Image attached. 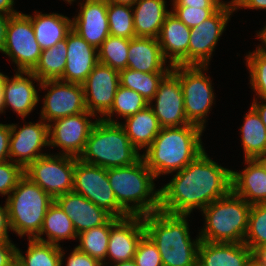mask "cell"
<instances>
[{
    "mask_svg": "<svg viewBox=\"0 0 266 266\" xmlns=\"http://www.w3.org/2000/svg\"><path fill=\"white\" fill-rule=\"evenodd\" d=\"M232 169L214 162L206 150L160 189V211L173 215L200 212L232 190Z\"/></svg>",
    "mask_w": 266,
    "mask_h": 266,
    "instance_id": "6da1fadb",
    "label": "cell"
},
{
    "mask_svg": "<svg viewBox=\"0 0 266 266\" xmlns=\"http://www.w3.org/2000/svg\"><path fill=\"white\" fill-rule=\"evenodd\" d=\"M203 131L194 124L160 129L152 144L141 154L156 180L162 175L172 176L205 151L201 138Z\"/></svg>",
    "mask_w": 266,
    "mask_h": 266,
    "instance_id": "7a4b0ae2",
    "label": "cell"
},
{
    "mask_svg": "<svg viewBox=\"0 0 266 266\" xmlns=\"http://www.w3.org/2000/svg\"><path fill=\"white\" fill-rule=\"evenodd\" d=\"M190 215H173L163 211L144 215L146 234L157 245L163 266H197L199 235L192 239Z\"/></svg>",
    "mask_w": 266,
    "mask_h": 266,
    "instance_id": "3957f363",
    "label": "cell"
},
{
    "mask_svg": "<svg viewBox=\"0 0 266 266\" xmlns=\"http://www.w3.org/2000/svg\"><path fill=\"white\" fill-rule=\"evenodd\" d=\"M107 176L118 204L130 216L160 209V189H156V178L142 157L130 166L108 168Z\"/></svg>",
    "mask_w": 266,
    "mask_h": 266,
    "instance_id": "277c9868",
    "label": "cell"
},
{
    "mask_svg": "<svg viewBox=\"0 0 266 266\" xmlns=\"http://www.w3.org/2000/svg\"><path fill=\"white\" fill-rule=\"evenodd\" d=\"M141 157L120 123L98 119L78 159L108 169L133 165Z\"/></svg>",
    "mask_w": 266,
    "mask_h": 266,
    "instance_id": "5b68a950",
    "label": "cell"
},
{
    "mask_svg": "<svg viewBox=\"0 0 266 266\" xmlns=\"http://www.w3.org/2000/svg\"><path fill=\"white\" fill-rule=\"evenodd\" d=\"M251 204L232 190L215 200L201 213L204 225L198 232L200 240L213 243H244Z\"/></svg>",
    "mask_w": 266,
    "mask_h": 266,
    "instance_id": "8992f818",
    "label": "cell"
},
{
    "mask_svg": "<svg viewBox=\"0 0 266 266\" xmlns=\"http://www.w3.org/2000/svg\"><path fill=\"white\" fill-rule=\"evenodd\" d=\"M4 202L11 231L20 238L34 239L54 199L24 175Z\"/></svg>",
    "mask_w": 266,
    "mask_h": 266,
    "instance_id": "52a82bcc",
    "label": "cell"
},
{
    "mask_svg": "<svg viewBox=\"0 0 266 266\" xmlns=\"http://www.w3.org/2000/svg\"><path fill=\"white\" fill-rule=\"evenodd\" d=\"M208 69V66L200 65H175L171 69L181 83L187 120L203 130H206L208 115L216 102L212 80L206 74Z\"/></svg>",
    "mask_w": 266,
    "mask_h": 266,
    "instance_id": "ba28073f",
    "label": "cell"
},
{
    "mask_svg": "<svg viewBox=\"0 0 266 266\" xmlns=\"http://www.w3.org/2000/svg\"><path fill=\"white\" fill-rule=\"evenodd\" d=\"M75 157L47 153L30 163L24 174L53 199L73 191Z\"/></svg>",
    "mask_w": 266,
    "mask_h": 266,
    "instance_id": "9c48e42d",
    "label": "cell"
},
{
    "mask_svg": "<svg viewBox=\"0 0 266 266\" xmlns=\"http://www.w3.org/2000/svg\"><path fill=\"white\" fill-rule=\"evenodd\" d=\"M73 192L105 209L113 217L130 216L117 202L109 184L107 169L75 158Z\"/></svg>",
    "mask_w": 266,
    "mask_h": 266,
    "instance_id": "30bf717a",
    "label": "cell"
},
{
    "mask_svg": "<svg viewBox=\"0 0 266 266\" xmlns=\"http://www.w3.org/2000/svg\"><path fill=\"white\" fill-rule=\"evenodd\" d=\"M41 52L30 17L22 12L10 16L2 53L16 65L14 71H32Z\"/></svg>",
    "mask_w": 266,
    "mask_h": 266,
    "instance_id": "8fae6325",
    "label": "cell"
},
{
    "mask_svg": "<svg viewBox=\"0 0 266 266\" xmlns=\"http://www.w3.org/2000/svg\"><path fill=\"white\" fill-rule=\"evenodd\" d=\"M234 10L232 0L225 3L207 20L192 27L189 37L188 65L209 66L220 37L226 31Z\"/></svg>",
    "mask_w": 266,
    "mask_h": 266,
    "instance_id": "7c38bea8",
    "label": "cell"
},
{
    "mask_svg": "<svg viewBox=\"0 0 266 266\" xmlns=\"http://www.w3.org/2000/svg\"><path fill=\"white\" fill-rule=\"evenodd\" d=\"M46 91L43 96V105L40 110V117L45 123L77 115L86 112L85 95L82 84L69 83L58 80L42 81L40 91Z\"/></svg>",
    "mask_w": 266,
    "mask_h": 266,
    "instance_id": "4fadbf2b",
    "label": "cell"
},
{
    "mask_svg": "<svg viewBox=\"0 0 266 266\" xmlns=\"http://www.w3.org/2000/svg\"><path fill=\"white\" fill-rule=\"evenodd\" d=\"M97 120L98 117L86 111L52 121L49 123V147H59L57 154L79 158Z\"/></svg>",
    "mask_w": 266,
    "mask_h": 266,
    "instance_id": "5bb4252c",
    "label": "cell"
},
{
    "mask_svg": "<svg viewBox=\"0 0 266 266\" xmlns=\"http://www.w3.org/2000/svg\"><path fill=\"white\" fill-rule=\"evenodd\" d=\"M36 123L29 121L23 126L10 123L9 157L13 163L24 169L36 159L46 155L43 148H49V124L41 118Z\"/></svg>",
    "mask_w": 266,
    "mask_h": 266,
    "instance_id": "9a60e30c",
    "label": "cell"
},
{
    "mask_svg": "<svg viewBox=\"0 0 266 266\" xmlns=\"http://www.w3.org/2000/svg\"><path fill=\"white\" fill-rule=\"evenodd\" d=\"M82 85L87 111L102 119L113 106L119 71L98 62Z\"/></svg>",
    "mask_w": 266,
    "mask_h": 266,
    "instance_id": "2e32d148",
    "label": "cell"
},
{
    "mask_svg": "<svg viewBox=\"0 0 266 266\" xmlns=\"http://www.w3.org/2000/svg\"><path fill=\"white\" fill-rule=\"evenodd\" d=\"M149 107L161 128L191 124L184 111V96L179 78L170 71L159 83Z\"/></svg>",
    "mask_w": 266,
    "mask_h": 266,
    "instance_id": "e0dca14e",
    "label": "cell"
},
{
    "mask_svg": "<svg viewBox=\"0 0 266 266\" xmlns=\"http://www.w3.org/2000/svg\"><path fill=\"white\" fill-rule=\"evenodd\" d=\"M41 82L31 71H15L12 77L3 74L2 113L10 107L25 121L41 100L38 94Z\"/></svg>",
    "mask_w": 266,
    "mask_h": 266,
    "instance_id": "ac0fdd59",
    "label": "cell"
},
{
    "mask_svg": "<svg viewBox=\"0 0 266 266\" xmlns=\"http://www.w3.org/2000/svg\"><path fill=\"white\" fill-rule=\"evenodd\" d=\"M145 234L143 216L119 218L111 226L106 260L102 264L132 260Z\"/></svg>",
    "mask_w": 266,
    "mask_h": 266,
    "instance_id": "d6986e66",
    "label": "cell"
},
{
    "mask_svg": "<svg viewBox=\"0 0 266 266\" xmlns=\"http://www.w3.org/2000/svg\"><path fill=\"white\" fill-rule=\"evenodd\" d=\"M83 1L78 3L80 7L78 14L72 16V29L87 43L98 49L110 35L107 0Z\"/></svg>",
    "mask_w": 266,
    "mask_h": 266,
    "instance_id": "ffe728a7",
    "label": "cell"
},
{
    "mask_svg": "<svg viewBox=\"0 0 266 266\" xmlns=\"http://www.w3.org/2000/svg\"><path fill=\"white\" fill-rule=\"evenodd\" d=\"M97 63V49L72 29L67 35L66 67L60 80L83 84Z\"/></svg>",
    "mask_w": 266,
    "mask_h": 266,
    "instance_id": "44dd1931",
    "label": "cell"
},
{
    "mask_svg": "<svg viewBox=\"0 0 266 266\" xmlns=\"http://www.w3.org/2000/svg\"><path fill=\"white\" fill-rule=\"evenodd\" d=\"M54 201L71 219L77 235L104 225L112 217L105 209L73 191L56 197Z\"/></svg>",
    "mask_w": 266,
    "mask_h": 266,
    "instance_id": "7402d4cb",
    "label": "cell"
},
{
    "mask_svg": "<svg viewBox=\"0 0 266 266\" xmlns=\"http://www.w3.org/2000/svg\"><path fill=\"white\" fill-rule=\"evenodd\" d=\"M191 28L172 12L166 17L158 42L164 59L171 65H188V47Z\"/></svg>",
    "mask_w": 266,
    "mask_h": 266,
    "instance_id": "603a6c76",
    "label": "cell"
},
{
    "mask_svg": "<svg viewBox=\"0 0 266 266\" xmlns=\"http://www.w3.org/2000/svg\"><path fill=\"white\" fill-rule=\"evenodd\" d=\"M127 58V68L144 73H169L172 69L170 64H166L156 38L130 39Z\"/></svg>",
    "mask_w": 266,
    "mask_h": 266,
    "instance_id": "cb8c5ba5",
    "label": "cell"
},
{
    "mask_svg": "<svg viewBox=\"0 0 266 266\" xmlns=\"http://www.w3.org/2000/svg\"><path fill=\"white\" fill-rule=\"evenodd\" d=\"M242 171L232 170V191L249 204L266 203V172L255 159H244Z\"/></svg>",
    "mask_w": 266,
    "mask_h": 266,
    "instance_id": "d4e9b609",
    "label": "cell"
},
{
    "mask_svg": "<svg viewBox=\"0 0 266 266\" xmlns=\"http://www.w3.org/2000/svg\"><path fill=\"white\" fill-rule=\"evenodd\" d=\"M252 256L244 243L202 241L198 247L197 266H243Z\"/></svg>",
    "mask_w": 266,
    "mask_h": 266,
    "instance_id": "484cf974",
    "label": "cell"
},
{
    "mask_svg": "<svg viewBox=\"0 0 266 266\" xmlns=\"http://www.w3.org/2000/svg\"><path fill=\"white\" fill-rule=\"evenodd\" d=\"M136 37L158 38L166 17L171 13L166 0H138L133 6Z\"/></svg>",
    "mask_w": 266,
    "mask_h": 266,
    "instance_id": "4316f807",
    "label": "cell"
},
{
    "mask_svg": "<svg viewBox=\"0 0 266 266\" xmlns=\"http://www.w3.org/2000/svg\"><path fill=\"white\" fill-rule=\"evenodd\" d=\"M27 15L31 19L36 40L42 50L66 39L72 30V18L61 13L46 14L35 10L32 15Z\"/></svg>",
    "mask_w": 266,
    "mask_h": 266,
    "instance_id": "83f0119b",
    "label": "cell"
},
{
    "mask_svg": "<svg viewBox=\"0 0 266 266\" xmlns=\"http://www.w3.org/2000/svg\"><path fill=\"white\" fill-rule=\"evenodd\" d=\"M120 122L133 146L140 152L146 150L159 134L161 126L149 105Z\"/></svg>",
    "mask_w": 266,
    "mask_h": 266,
    "instance_id": "f1b7e54d",
    "label": "cell"
},
{
    "mask_svg": "<svg viewBox=\"0 0 266 266\" xmlns=\"http://www.w3.org/2000/svg\"><path fill=\"white\" fill-rule=\"evenodd\" d=\"M46 234V235H45ZM46 236V238L43 237ZM35 240L61 246V241L77 240L71 219L54 201L45 214L42 228Z\"/></svg>",
    "mask_w": 266,
    "mask_h": 266,
    "instance_id": "f546056e",
    "label": "cell"
},
{
    "mask_svg": "<svg viewBox=\"0 0 266 266\" xmlns=\"http://www.w3.org/2000/svg\"><path fill=\"white\" fill-rule=\"evenodd\" d=\"M241 125V146L244 159H256L266 152V127L258 113L250 106Z\"/></svg>",
    "mask_w": 266,
    "mask_h": 266,
    "instance_id": "4dcf8cb0",
    "label": "cell"
},
{
    "mask_svg": "<svg viewBox=\"0 0 266 266\" xmlns=\"http://www.w3.org/2000/svg\"><path fill=\"white\" fill-rule=\"evenodd\" d=\"M25 253L16 247L15 266H61V246L28 239Z\"/></svg>",
    "mask_w": 266,
    "mask_h": 266,
    "instance_id": "1f68e13d",
    "label": "cell"
},
{
    "mask_svg": "<svg viewBox=\"0 0 266 266\" xmlns=\"http://www.w3.org/2000/svg\"><path fill=\"white\" fill-rule=\"evenodd\" d=\"M67 37L51 48L43 49L40 59L31 71L40 81L61 79L66 67Z\"/></svg>",
    "mask_w": 266,
    "mask_h": 266,
    "instance_id": "d6a6232c",
    "label": "cell"
},
{
    "mask_svg": "<svg viewBox=\"0 0 266 266\" xmlns=\"http://www.w3.org/2000/svg\"><path fill=\"white\" fill-rule=\"evenodd\" d=\"M118 219L112 216L104 225L79 233L77 235L79 244L75 247L103 263L106 260L111 226Z\"/></svg>",
    "mask_w": 266,
    "mask_h": 266,
    "instance_id": "836d02e7",
    "label": "cell"
},
{
    "mask_svg": "<svg viewBox=\"0 0 266 266\" xmlns=\"http://www.w3.org/2000/svg\"><path fill=\"white\" fill-rule=\"evenodd\" d=\"M148 105L149 102L136 91L119 86L114 97L113 106L102 119L108 122L120 123L118 121L119 117L125 119L145 109ZM114 117L117 119L114 120Z\"/></svg>",
    "mask_w": 266,
    "mask_h": 266,
    "instance_id": "e575fe53",
    "label": "cell"
},
{
    "mask_svg": "<svg viewBox=\"0 0 266 266\" xmlns=\"http://www.w3.org/2000/svg\"><path fill=\"white\" fill-rule=\"evenodd\" d=\"M168 73H144L129 68L119 71L120 86L131 89L150 102L157 92L159 83Z\"/></svg>",
    "mask_w": 266,
    "mask_h": 266,
    "instance_id": "d590c367",
    "label": "cell"
},
{
    "mask_svg": "<svg viewBox=\"0 0 266 266\" xmlns=\"http://www.w3.org/2000/svg\"><path fill=\"white\" fill-rule=\"evenodd\" d=\"M130 39L109 35L97 49L98 62L118 71L127 68Z\"/></svg>",
    "mask_w": 266,
    "mask_h": 266,
    "instance_id": "8d00e7d4",
    "label": "cell"
},
{
    "mask_svg": "<svg viewBox=\"0 0 266 266\" xmlns=\"http://www.w3.org/2000/svg\"><path fill=\"white\" fill-rule=\"evenodd\" d=\"M244 60L249 71L251 90L255 98L266 99V49L259 44L252 52L248 51ZM257 96V97H256Z\"/></svg>",
    "mask_w": 266,
    "mask_h": 266,
    "instance_id": "74e56055",
    "label": "cell"
},
{
    "mask_svg": "<svg viewBox=\"0 0 266 266\" xmlns=\"http://www.w3.org/2000/svg\"><path fill=\"white\" fill-rule=\"evenodd\" d=\"M109 34L115 37L132 39L135 36L133 7L107 2Z\"/></svg>",
    "mask_w": 266,
    "mask_h": 266,
    "instance_id": "f35d334b",
    "label": "cell"
},
{
    "mask_svg": "<svg viewBox=\"0 0 266 266\" xmlns=\"http://www.w3.org/2000/svg\"><path fill=\"white\" fill-rule=\"evenodd\" d=\"M244 244L252 252L266 245V203L251 205Z\"/></svg>",
    "mask_w": 266,
    "mask_h": 266,
    "instance_id": "ab89813d",
    "label": "cell"
},
{
    "mask_svg": "<svg viewBox=\"0 0 266 266\" xmlns=\"http://www.w3.org/2000/svg\"><path fill=\"white\" fill-rule=\"evenodd\" d=\"M24 175L21 165L11 160L0 162V195L8 197Z\"/></svg>",
    "mask_w": 266,
    "mask_h": 266,
    "instance_id": "60d3db41",
    "label": "cell"
},
{
    "mask_svg": "<svg viewBox=\"0 0 266 266\" xmlns=\"http://www.w3.org/2000/svg\"><path fill=\"white\" fill-rule=\"evenodd\" d=\"M133 260L137 266H163L157 245L147 234L138 243Z\"/></svg>",
    "mask_w": 266,
    "mask_h": 266,
    "instance_id": "b9f144b4",
    "label": "cell"
},
{
    "mask_svg": "<svg viewBox=\"0 0 266 266\" xmlns=\"http://www.w3.org/2000/svg\"><path fill=\"white\" fill-rule=\"evenodd\" d=\"M171 12L189 28L207 20L219 8H195L190 6H173Z\"/></svg>",
    "mask_w": 266,
    "mask_h": 266,
    "instance_id": "7bdbcfd3",
    "label": "cell"
},
{
    "mask_svg": "<svg viewBox=\"0 0 266 266\" xmlns=\"http://www.w3.org/2000/svg\"><path fill=\"white\" fill-rule=\"evenodd\" d=\"M65 252V249L61 247V266H64V261L66 266H103L99 260L91 257L87 253L81 252L76 247L64 259Z\"/></svg>",
    "mask_w": 266,
    "mask_h": 266,
    "instance_id": "ee69618b",
    "label": "cell"
},
{
    "mask_svg": "<svg viewBox=\"0 0 266 266\" xmlns=\"http://www.w3.org/2000/svg\"><path fill=\"white\" fill-rule=\"evenodd\" d=\"M16 247L14 242H0V266H15Z\"/></svg>",
    "mask_w": 266,
    "mask_h": 266,
    "instance_id": "f6af8a7d",
    "label": "cell"
},
{
    "mask_svg": "<svg viewBox=\"0 0 266 266\" xmlns=\"http://www.w3.org/2000/svg\"><path fill=\"white\" fill-rule=\"evenodd\" d=\"M225 0H171V6H190L195 8H220Z\"/></svg>",
    "mask_w": 266,
    "mask_h": 266,
    "instance_id": "bcb514c9",
    "label": "cell"
},
{
    "mask_svg": "<svg viewBox=\"0 0 266 266\" xmlns=\"http://www.w3.org/2000/svg\"><path fill=\"white\" fill-rule=\"evenodd\" d=\"M10 123H0V162L10 160L9 143H10Z\"/></svg>",
    "mask_w": 266,
    "mask_h": 266,
    "instance_id": "7dc6e473",
    "label": "cell"
},
{
    "mask_svg": "<svg viewBox=\"0 0 266 266\" xmlns=\"http://www.w3.org/2000/svg\"><path fill=\"white\" fill-rule=\"evenodd\" d=\"M11 231L6 203L0 205V242H13L8 233Z\"/></svg>",
    "mask_w": 266,
    "mask_h": 266,
    "instance_id": "c3c4849f",
    "label": "cell"
},
{
    "mask_svg": "<svg viewBox=\"0 0 266 266\" xmlns=\"http://www.w3.org/2000/svg\"><path fill=\"white\" fill-rule=\"evenodd\" d=\"M234 10L240 9H255V10H266V0H232Z\"/></svg>",
    "mask_w": 266,
    "mask_h": 266,
    "instance_id": "681fc988",
    "label": "cell"
},
{
    "mask_svg": "<svg viewBox=\"0 0 266 266\" xmlns=\"http://www.w3.org/2000/svg\"><path fill=\"white\" fill-rule=\"evenodd\" d=\"M251 107L258 113L261 121L266 127V99L254 98ZM259 100V101H258Z\"/></svg>",
    "mask_w": 266,
    "mask_h": 266,
    "instance_id": "f907efd6",
    "label": "cell"
},
{
    "mask_svg": "<svg viewBox=\"0 0 266 266\" xmlns=\"http://www.w3.org/2000/svg\"><path fill=\"white\" fill-rule=\"evenodd\" d=\"M10 15L0 12V52L2 53L5 44L6 31Z\"/></svg>",
    "mask_w": 266,
    "mask_h": 266,
    "instance_id": "816d5d0a",
    "label": "cell"
},
{
    "mask_svg": "<svg viewBox=\"0 0 266 266\" xmlns=\"http://www.w3.org/2000/svg\"><path fill=\"white\" fill-rule=\"evenodd\" d=\"M15 0H0V12L5 13L7 15H15L20 11L14 9Z\"/></svg>",
    "mask_w": 266,
    "mask_h": 266,
    "instance_id": "f5cc1de1",
    "label": "cell"
},
{
    "mask_svg": "<svg viewBox=\"0 0 266 266\" xmlns=\"http://www.w3.org/2000/svg\"><path fill=\"white\" fill-rule=\"evenodd\" d=\"M252 255L258 260L262 266H266V245L256 248Z\"/></svg>",
    "mask_w": 266,
    "mask_h": 266,
    "instance_id": "db71d44e",
    "label": "cell"
},
{
    "mask_svg": "<svg viewBox=\"0 0 266 266\" xmlns=\"http://www.w3.org/2000/svg\"><path fill=\"white\" fill-rule=\"evenodd\" d=\"M263 28L261 30L256 31L257 34L255 37L261 41V45L266 49V24H264Z\"/></svg>",
    "mask_w": 266,
    "mask_h": 266,
    "instance_id": "11a10c76",
    "label": "cell"
},
{
    "mask_svg": "<svg viewBox=\"0 0 266 266\" xmlns=\"http://www.w3.org/2000/svg\"><path fill=\"white\" fill-rule=\"evenodd\" d=\"M103 266H137V264L132 259L129 261H123V262H118V263L104 264Z\"/></svg>",
    "mask_w": 266,
    "mask_h": 266,
    "instance_id": "9f6ffc18",
    "label": "cell"
},
{
    "mask_svg": "<svg viewBox=\"0 0 266 266\" xmlns=\"http://www.w3.org/2000/svg\"><path fill=\"white\" fill-rule=\"evenodd\" d=\"M138 0H107V2H111L114 4H123L133 6Z\"/></svg>",
    "mask_w": 266,
    "mask_h": 266,
    "instance_id": "6f0895ef",
    "label": "cell"
},
{
    "mask_svg": "<svg viewBox=\"0 0 266 266\" xmlns=\"http://www.w3.org/2000/svg\"><path fill=\"white\" fill-rule=\"evenodd\" d=\"M3 106V72H0V115L2 114Z\"/></svg>",
    "mask_w": 266,
    "mask_h": 266,
    "instance_id": "680465c9",
    "label": "cell"
},
{
    "mask_svg": "<svg viewBox=\"0 0 266 266\" xmlns=\"http://www.w3.org/2000/svg\"><path fill=\"white\" fill-rule=\"evenodd\" d=\"M266 172V152L255 159Z\"/></svg>",
    "mask_w": 266,
    "mask_h": 266,
    "instance_id": "91938a15",
    "label": "cell"
},
{
    "mask_svg": "<svg viewBox=\"0 0 266 266\" xmlns=\"http://www.w3.org/2000/svg\"><path fill=\"white\" fill-rule=\"evenodd\" d=\"M243 266H262L258 260L252 255Z\"/></svg>",
    "mask_w": 266,
    "mask_h": 266,
    "instance_id": "94428289",
    "label": "cell"
},
{
    "mask_svg": "<svg viewBox=\"0 0 266 266\" xmlns=\"http://www.w3.org/2000/svg\"><path fill=\"white\" fill-rule=\"evenodd\" d=\"M63 1H65V3L67 2V4H70V5L76 2V0H63Z\"/></svg>",
    "mask_w": 266,
    "mask_h": 266,
    "instance_id": "6125c7cd",
    "label": "cell"
}]
</instances>
